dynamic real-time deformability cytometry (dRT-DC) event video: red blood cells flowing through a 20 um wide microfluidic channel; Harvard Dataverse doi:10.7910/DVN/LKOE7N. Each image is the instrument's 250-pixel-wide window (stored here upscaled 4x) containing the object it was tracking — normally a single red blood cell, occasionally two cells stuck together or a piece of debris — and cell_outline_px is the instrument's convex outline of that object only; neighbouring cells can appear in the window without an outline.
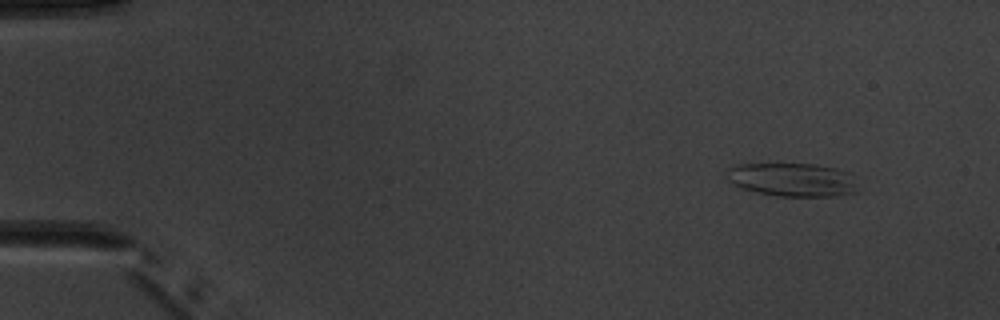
{"species": "common noctule bat (a hibernating species)", "species_latin": "Nyctalus noctula", "temperature_condition": "warm", "stored_images_in_passage": 5, "camera_frame_rate_fps": 3000, "um_per_image_px": 0.085, "animal": {"sex": "male", "body_mass_g": 20.1, "forearm_length_mm": 53.5}, "frame": {"image": 1, "passage_image": 5, "time_ms": 6.0, "image_size_px": [1000, 320], "cell_outline_px": [[856, 192], [840, 196], [780, 196], [756, 192], [732, 184], [728, 180], [728, 168], [740, 164], [776, 160], [816, 164], [836, 168], [848, 172]], "centroid_in_image_um": [67.27, 15.21], "position_along_channel_um": 17.7, "area_um2": 26.3}}